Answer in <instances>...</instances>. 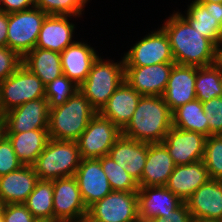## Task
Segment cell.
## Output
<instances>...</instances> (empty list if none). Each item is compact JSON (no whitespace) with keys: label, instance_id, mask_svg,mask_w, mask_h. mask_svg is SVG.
<instances>
[{"label":"cell","instance_id":"cell-1","mask_svg":"<svg viewBox=\"0 0 222 222\" xmlns=\"http://www.w3.org/2000/svg\"><path fill=\"white\" fill-rule=\"evenodd\" d=\"M175 64L206 67L216 64L217 46L176 12L164 22Z\"/></svg>","mask_w":222,"mask_h":222},{"label":"cell","instance_id":"cell-2","mask_svg":"<svg viewBox=\"0 0 222 222\" xmlns=\"http://www.w3.org/2000/svg\"><path fill=\"white\" fill-rule=\"evenodd\" d=\"M172 127V111L162 96H142L122 135L140 142L161 143Z\"/></svg>","mask_w":222,"mask_h":222},{"label":"cell","instance_id":"cell-3","mask_svg":"<svg viewBox=\"0 0 222 222\" xmlns=\"http://www.w3.org/2000/svg\"><path fill=\"white\" fill-rule=\"evenodd\" d=\"M96 113L88 99L78 90L62 105L49 109V137L76 141Z\"/></svg>","mask_w":222,"mask_h":222},{"label":"cell","instance_id":"cell-4","mask_svg":"<svg viewBox=\"0 0 222 222\" xmlns=\"http://www.w3.org/2000/svg\"><path fill=\"white\" fill-rule=\"evenodd\" d=\"M82 158L76 141L49 139L33 165L40 180L74 176Z\"/></svg>","mask_w":222,"mask_h":222},{"label":"cell","instance_id":"cell-5","mask_svg":"<svg viewBox=\"0 0 222 222\" xmlns=\"http://www.w3.org/2000/svg\"><path fill=\"white\" fill-rule=\"evenodd\" d=\"M124 80L123 59L119 63H114V61H103L98 56L88 77L79 86V90L88 99L90 105L99 112Z\"/></svg>","mask_w":222,"mask_h":222},{"label":"cell","instance_id":"cell-6","mask_svg":"<svg viewBox=\"0 0 222 222\" xmlns=\"http://www.w3.org/2000/svg\"><path fill=\"white\" fill-rule=\"evenodd\" d=\"M40 98H45V84L24 65L0 83V112L3 114Z\"/></svg>","mask_w":222,"mask_h":222},{"label":"cell","instance_id":"cell-7","mask_svg":"<svg viewBox=\"0 0 222 222\" xmlns=\"http://www.w3.org/2000/svg\"><path fill=\"white\" fill-rule=\"evenodd\" d=\"M47 15L38 7L9 13L7 47L23 58L36 47L41 26Z\"/></svg>","mask_w":222,"mask_h":222},{"label":"cell","instance_id":"cell-8","mask_svg":"<svg viewBox=\"0 0 222 222\" xmlns=\"http://www.w3.org/2000/svg\"><path fill=\"white\" fill-rule=\"evenodd\" d=\"M137 192L112 191L88 207L85 222H138Z\"/></svg>","mask_w":222,"mask_h":222},{"label":"cell","instance_id":"cell-9","mask_svg":"<svg viewBox=\"0 0 222 222\" xmlns=\"http://www.w3.org/2000/svg\"><path fill=\"white\" fill-rule=\"evenodd\" d=\"M122 131L110 120L97 112L84 132L76 140L82 159L101 158L108 155Z\"/></svg>","mask_w":222,"mask_h":222},{"label":"cell","instance_id":"cell-10","mask_svg":"<svg viewBox=\"0 0 222 222\" xmlns=\"http://www.w3.org/2000/svg\"><path fill=\"white\" fill-rule=\"evenodd\" d=\"M54 222H85L86 207L74 176L53 180Z\"/></svg>","mask_w":222,"mask_h":222},{"label":"cell","instance_id":"cell-11","mask_svg":"<svg viewBox=\"0 0 222 222\" xmlns=\"http://www.w3.org/2000/svg\"><path fill=\"white\" fill-rule=\"evenodd\" d=\"M125 67H143L158 63H175L169 38L161 27L146 35L123 56Z\"/></svg>","mask_w":222,"mask_h":222},{"label":"cell","instance_id":"cell-12","mask_svg":"<svg viewBox=\"0 0 222 222\" xmlns=\"http://www.w3.org/2000/svg\"><path fill=\"white\" fill-rule=\"evenodd\" d=\"M206 139L201 133L172 127L162 143L175 165H185L203 160Z\"/></svg>","mask_w":222,"mask_h":222},{"label":"cell","instance_id":"cell-13","mask_svg":"<svg viewBox=\"0 0 222 222\" xmlns=\"http://www.w3.org/2000/svg\"><path fill=\"white\" fill-rule=\"evenodd\" d=\"M174 64L125 67V81L142 96H162Z\"/></svg>","mask_w":222,"mask_h":222},{"label":"cell","instance_id":"cell-14","mask_svg":"<svg viewBox=\"0 0 222 222\" xmlns=\"http://www.w3.org/2000/svg\"><path fill=\"white\" fill-rule=\"evenodd\" d=\"M6 133L48 129L49 107L46 98L28 101L4 113Z\"/></svg>","mask_w":222,"mask_h":222},{"label":"cell","instance_id":"cell-15","mask_svg":"<svg viewBox=\"0 0 222 222\" xmlns=\"http://www.w3.org/2000/svg\"><path fill=\"white\" fill-rule=\"evenodd\" d=\"M74 177L87 208L113 191L100 158L82 159Z\"/></svg>","mask_w":222,"mask_h":222},{"label":"cell","instance_id":"cell-16","mask_svg":"<svg viewBox=\"0 0 222 222\" xmlns=\"http://www.w3.org/2000/svg\"><path fill=\"white\" fill-rule=\"evenodd\" d=\"M187 15L181 14L190 25L211 40L217 47L222 43V3L192 1Z\"/></svg>","mask_w":222,"mask_h":222},{"label":"cell","instance_id":"cell-17","mask_svg":"<svg viewBox=\"0 0 222 222\" xmlns=\"http://www.w3.org/2000/svg\"><path fill=\"white\" fill-rule=\"evenodd\" d=\"M137 195L139 219L144 222L153 218L165 217L183 203L165 186L139 187Z\"/></svg>","mask_w":222,"mask_h":222},{"label":"cell","instance_id":"cell-18","mask_svg":"<svg viewBox=\"0 0 222 222\" xmlns=\"http://www.w3.org/2000/svg\"><path fill=\"white\" fill-rule=\"evenodd\" d=\"M197 66L174 64L166 89L162 95L173 112L179 106L196 99L195 81Z\"/></svg>","mask_w":222,"mask_h":222},{"label":"cell","instance_id":"cell-19","mask_svg":"<svg viewBox=\"0 0 222 222\" xmlns=\"http://www.w3.org/2000/svg\"><path fill=\"white\" fill-rule=\"evenodd\" d=\"M192 217L222 220V180L209 179L186 201Z\"/></svg>","mask_w":222,"mask_h":222},{"label":"cell","instance_id":"cell-20","mask_svg":"<svg viewBox=\"0 0 222 222\" xmlns=\"http://www.w3.org/2000/svg\"><path fill=\"white\" fill-rule=\"evenodd\" d=\"M148 143L121 135L113 144L108 156L126 166L125 170L138 184L147 161Z\"/></svg>","mask_w":222,"mask_h":222},{"label":"cell","instance_id":"cell-21","mask_svg":"<svg viewBox=\"0 0 222 222\" xmlns=\"http://www.w3.org/2000/svg\"><path fill=\"white\" fill-rule=\"evenodd\" d=\"M141 97L142 95L124 80L99 113L122 131L132 119Z\"/></svg>","mask_w":222,"mask_h":222},{"label":"cell","instance_id":"cell-22","mask_svg":"<svg viewBox=\"0 0 222 222\" xmlns=\"http://www.w3.org/2000/svg\"><path fill=\"white\" fill-rule=\"evenodd\" d=\"M175 166L172 157L162 142L148 143L147 161L138 186H166Z\"/></svg>","mask_w":222,"mask_h":222},{"label":"cell","instance_id":"cell-23","mask_svg":"<svg viewBox=\"0 0 222 222\" xmlns=\"http://www.w3.org/2000/svg\"><path fill=\"white\" fill-rule=\"evenodd\" d=\"M60 58L63 74L80 86L88 77L98 54L87 43L75 41L60 53Z\"/></svg>","mask_w":222,"mask_h":222},{"label":"cell","instance_id":"cell-24","mask_svg":"<svg viewBox=\"0 0 222 222\" xmlns=\"http://www.w3.org/2000/svg\"><path fill=\"white\" fill-rule=\"evenodd\" d=\"M68 15H47L36 42L37 48L48 49L61 53L72 41L75 25L70 23Z\"/></svg>","mask_w":222,"mask_h":222},{"label":"cell","instance_id":"cell-25","mask_svg":"<svg viewBox=\"0 0 222 222\" xmlns=\"http://www.w3.org/2000/svg\"><path fill=\"white\" fill-rule=\"evenodd\" d=\"M210 179L204 161L176 165L166 188L185 202L201 185Z\"/></svg>","mask_w":222,"mask_h":222},{"label":"cell","instance_id":"cell-26","mask_svg":"<svg viewBox=\"0 0 222 222\" xmlns=\"http://www.w3.org/2000/svg\"><path fill=\"white\" fill-rule=\"evenodd\" d=\"M38 180L34 167L23 165L0 177V197L6 204H23Z\"/></svg>","mask_w":222,"mask_h":222},{"label":"cell","instance_id":"cell-27","mask_svg":"<svg viewBox=\"0 0 222 222\" xmlns=\"http://www.w3.org/2000/svg\"><path fill=\"white\" fill-rule=\"evenodd\" d=\"M17 159L24 166H33L46 147L50 137L48 129H34L21 133H6Z\"/></svg>","mask_w":222,"mask_h":222},{"label":"cell","instance_id":"cell-28","mask_svg":"<svg viewBox=\"0 0 222 222\" xmlns=\"http://www.w3.org/2000/svg\"><path fill=\"white\" fill-rule=\"evenodd\" d=\"M22 65L45 85L63 74L60 53L35 47L23 57Z\"/></svg>","mask_w":222,"mask_h":222},{"label":"cell","instance_id":"cell-29","mask_svg":"<svg viewBox=\"0 0 222 222\" xmlns=\"http://www.w3.org/2000/svg\"><path fill=\"white\" fill-rule=\"evenodd\" d=\"M38 222H54L53 180H38L23 203Z\"/></svg>","mask_w":222,"mask_h":222},{"label":"cell","instance_id":"cell-30","mask_svg":"<svg viewBox=\"0 0 222 222\" xmlns=\"http://www.w3.org/2000/svg\"><path fill=\"white\" fill-rule=\"evenodd\" d=\"M172 117L173 127L198 132L208 137V118L200 100L194 99L179 106L172 112Z\"/></svg>","mask_w":222,"mask_h":222},{"label":"cell","instance_id":"cell-31","mask_svg":"<svg viewBox=\"0 0 222 222\" xmlns=\"http://www.w3.org/2000/svg\"><path fill=\"white\" fill-rule=\"evenodd\" d=\"M196 99L207 102L222 94V70L217 65L198 67L195 81Z\"/></svg>","mask_w":222,"mask_h":222},{"label":"cell","instance_id":"cell-32","mask_svg":"<svg viewBox=\"0 0 222 222\" xmlns=\"http://www.w3.org/2000/svg\"><path fill=\"white\" fill-rule=\"evenodd\" d=\"M100 162L113 191H120V192L138 191L139 186L125 170L126 166L115 162L108 155L101 157Z\"/></svg>","mask_w":222,"mask_h":222},{"label":"cell","instance_id":"cell-33","mask_svg":"<svg viewBox=\"0 0 222 222\" xmlns=\"http://www.w3.org/2000/svg\"><path fill=\"white\" fill-rule=\"evenodd\" d=\"M79 90V86L62 74L45 85V98L48 101L49 109L65 103Z\"/></svg>","mask_w":222,"mask_h":222},{"label":"cell","instance_id":"cell-34","mask_svg":"<svg viewBox=\"0 0 222 222\" xmlns=\"http://www.w3.org/2000/svg\"><path fill=\"white\" fill-rule=\"evenodd\" d=\"M203 161L210 179L222 180V135L207 137Z\"/></svg>","mask_w":222,"mask_h":222},{"label":"cell","instance_id":"cell-35","mask_svg":"<svg viewBox=\"0 0 222 222\" xmlns=\"http://www.w3.org/2000/svg\"><path fill=\"white\" fill-rule=\"evenodd\" d=\"M38 7L48 15H68L80 17L89 0H34Z\"/></svg>","mask_w":222,"mask_h":222},{"label":"cell","instance_id":"cell-36","mask_svg":"<svg viewBox=\"0 0 222 222\" xmlns=\"http://www.w3.org/2000/svg\"><path fill=\"white\" fill-rule=\"evenodd\" d=\"M203 110L208 118V137L222 135V97H214L202 102Z\"/></svg>","mask_w":222,"mask_h":222},{"label":"cell","instance_id":"cell-37","mask_svg":"<svg viewBox=\"0 0 222 222\" xmlns=\"http://www.w3.org/2000/svg\"><path fill=\"white\" fill-rule=\"evenodd\" d=\"M23 166L17 159L11 141L5 135L0 140V177L18 170Z\"/></svg>","mask_w":222,"mask_h":222},{"label":"cell","instance_id":"cell-38","mask_svg":"<svg viewBox=\"0 0 222 222\" xmlns=\"http://www.w3.org/2000/svg\"><path fill=\"white\" fill-rule=\"evenodd\" d=\"M23 62V58L9 47H0V83L12 75Z\"/></svg>","mask_w":222,"mask_h":222},{"label":"cell","instance_id":"cell-39","mask_svg":"<svg viewBox=\"0 0 222 222\" xmlns=\"http://www.w3.org/2000/svg\"><path fill=\"white\" fill-rule=\"evenodd\" d=\"M4 222H37L24 204H6L3 211Z\"/></svg>","mask_w":222,"mask_h":222},{"label":"cell","instance_id":"cell-40","mask_svg":"<svg viewBox=\"0 0 222 222\" xmlns=\"http://www.w3.org/2000/svg\"><path fill=\"white\" fill-rule=\"evenodd\" d=\"M192 219L188 206L183 202L176 210L170 211L165 217L153 218L148 222H190Z\"/></svg>","mask_w":222,"mask_h":222},{"label":"cell","instance_id":"cell-41","mask_svg":"<svg viewBox=\"0 0 222 222\" xmlns=\"http://www.w3.org/2000/svg\"><path fill=\"white\" fill-rule=\"evenodd\" d=\"M35 7L34 0H0V11L13 13Z\"/></svg>","mask_w":222,"mask_h":222},{"label":"cell","instance_id":"cell-42","mask_svg":"<svg viewBox=\"0 0 222 222\" xmlns=\"http://www.w3.org/2000/svg\"><path fill=\"white\" fill-rule=\"evenodd\" d=\"M8 13L0 11V47L7 46Z\"/></svg>","mask_w":222,"mask_h":222},{"label":"cell","instance_id":"cell-43","mask_svg":"<svg viewBox=\"0 0 222 222\" xmlns=\"http://www.w3.org/2000/svg\"><path fill=\"white\" fill-rule=\"evenodd\" d=\"M6 135L5 115L0 112V140Z\"/></svg>","mask_w":222,"mask_h":222},{"label":"cell","instance_id":"cell-44","mask_svg":"<svg viewBox=\"0 0 222 222\" xmlns=\"http://www.w3.org/2000/svg\"><path fill=\"white\" fill-rule=\"evenodd\" d=\"M216 64L222 70V43L217 47V61H216Z\"/></svg>","mask_w":222,"mask_h":222},{"label":"cell","instance_id":"cell-45","mask_svg":"<svg viewBox=\"0 0 222 222\" xmlns=\"http://www.w3.org/2000/svg\"><path fill=\"white\" fill-rule=\"evenodd\" d=\"M190 222H222V221H220V220H207V219L192 217Z\"/></svg>","mask_w":222,"mask_h":222},{"label":"cell","instance_id":"cell-46","mask_svg":"<svg viewBox=\"0 0 222 222\" xmlns=\"http://www.w3.org/2000/svg\"><path fill=\"white\" fill-rule=\"evenodd\" d=\"M6 203L0 197V218H3V211L5 208Z\"/></svg>","mask_w":222,"mask_h":222},{"label":"cell","instance_id":"cell-47","mask_svg":"<svg viewBox=\"0 0 222 222\" xmlns=\"http://www.w3.org/2000/svg\"><path fill=\"white\" fill-rule=\"evenodd\" d=\"M198 2L222 3V0H196Z\"/></svg>","mask_w":222,"mask_h":222}]
</instances>
